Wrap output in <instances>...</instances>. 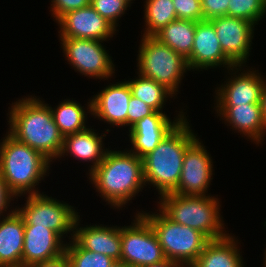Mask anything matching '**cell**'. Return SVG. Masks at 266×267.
<instances>
[{
	"label": "cell",
	"instance_id": "cell-1",
	"mask_svg": "<svg viewBox=\"0 0 266 267\" xmlns=\"http://www.w3.org/2000/svg\"><path fill=\"white\" fill-rule=\"evenodd\" d=\"M44 102L29 95L12 102L7 113L8 132L53 162L61 154L64 137L54 122L49 104Z\"/></svg>",
	"mask_w": 266,
	"mask_h": 267
},
{
	"label": "cell",
	"instance_id": "cell-2",
	"mask_svg": "<svg viewBox=\"0 0 266 267\" xmlns=\"http://www.w3.org/2000/svg\"><path fill=\"white\" fill-rule=\"evenodd\" d=\"M89 180L102 200L120 210L146 186L143 160L127 148L123 152L109 149Z\"/></svg>",
	"mask_w": 266,
	"mask_h": 267
},
{
	"label": "cell",
	"instance_id": "cell-3",
	"mask_svg": "<svg viewBox=\"0 0 266 267\" xmlns=\"http://www.w3.org/2000/svg\"><path fill=\"white\" fill-rule=\"evenodd\" d=\"M189 125L185 117L152 152L142 158L144 183L153 185L160 196L171 193L178 186L184 154L197 139Z\"/></svg>",
	"mask_w": 266,
	"mask_h": 267
},
{
	"label": "cell",
	"instance_id": "cell-4",
	"mask_svg": "<svg viewBox=\"0 0 266 267\" xmlns=\"http://www.w3.org/2000/svg\"><path fill=\"white\" fill-rule=\"evenodd\" d=\"M6 133L0 142V174L17 199L41 193L36 186L49 174L51 161Z\"/></svg>",
	"mask_w": 266,
	"mask_h": 267
},
{
	"label": "cell",
	"instance_id": "cell-5",
	"mask_svg": "<svg viewBox=\"0 0 266 267\" xmlns=\"http://www.w3.org/2000/svg\"><path fill=\"white\" fill-rule=\"evenodd\" d=\"M158 208L172 221L203 233L209 240L224 238L228 233L220 212L219 198L212 195L159 196ZM225 231V232H224Z\"/></svg>",
	"mask_w": 266,
	"mask_h": 267
},
{
	"label": "cell",
	"instance_id": "cell-6",
	"mask_svg": "<svg viewBox=\"0 0 266 267\" xmlns=\"http://www.w3.org/2000/svg\"><path fill=\"white\" fill-rule=\"evenodd\" d=\"M151 225L166 259L181 267H190L210 241L203 233L169 219L160 209L159 213L137 211Z\"/></svg>",
	"mask_w": 266,
	"mask_h": 267
},
{
	"label": "cell",
	"instance_id": "cell-7",
	"mask_svg": "<svg viewBox=\"0 0 266 267\" xmlns=\"http://www.w3.org/2000/svg\"><path fill=\"white\" fill-rule=\"evenodd\" d=\"M137 55V74L164 85L174 95L186 71L187 60L154 36H142Z\"/></svg>",
	"mask_w": 266,
	"mask_h": 267
},
{
	"label": "cell",
	"instance_id": "cell-8",
	"mask_svg": "<svg viewBox=\"0 0 266 267\" xmlns=\"http://www.w3.org/2000/svg\"><path fill=\"white\" fill-rule=\"evenodd\" d=\"M26 196L24 206L15 208L23 218L24 226L45 227L58 233L63 239L70 233L71 237H68L73 239L74 223L78 217L74 206L49 197L43 192Z\"/></svg>",
	"mask_w": 266,
	"mask_h": 267
},
{
	"label": "cell",
	"instance_id": "cell-9",
	"mask_svg": "<svg viewBox=\"0 0 266 267\" xmlns=\"http://www.w3.org/2000/svg\"><path fill=\"white\" fill-rule=\"evenodd\" d=\"M129 226H121V261L131 267H144L166 259L150 223L135 214Z\"/></svg>",
	"mask_w": 266,
	"mask_h": 267
},
{
	"label": "cell",
	"instance_id": "cell-10",
	"mask_svg": "<svg viewBox=\"0 0 266 267\" xmlns=\"http://www.w3.org/2000/svg\"><path fill=\"white\" fill-rule=\"evenodd\" d=\"M60 41L68 64L80 75L101 80L115 75V64L102 45L104 41L69 37H60Z\"/></svg>",
	"mask_w": 266,
	"mask_h": 267
},
{
	"label": "cell",
	"instance_id": "cell-11",
	"mask_svg": "<svg viewBox=\"0 0 266 267\" xmlns=\"http://www.w3.org/2000/svg\"><path fill=\"white\" fill-rule=\"evenodd\" d=\"M204 144L198 138L187 148L184 154L181 177L178 186L172 191L180 195L207 194L213 180V161Z\"/></svg>",
	"mask_w": 266,
	"mask_h": 267
},
{
	"label": "cell",
	"instance_id": "cell-12",
	"mask_svg": "<svg viewBox=\"0 0 266 267\" xmlns=\"http://www.w3.org/2000/svg\"><path fill=\"white\" fill-rule=\"evenodd\" d=\"M208 21L214 26L225 55L236 66L247 67L255 25L248 20L230 16L215 17Z\"/></svg>",
	"mask_w": 266,
	"mask_h": 267
},
{
	"label": "cell",
	"instance_id": "cell-13",
	"mask_svg": "<svg viewBox=\"0 0 266 267\" xmlns=\"http://www.w3.org/2000/svg\"><path fill=\"white\" fill-rule=\"evenodd\" d=\"M242 68L243 66H234L228 69L231 78L228 77L224 84L220 85L219 88L216 87L217 90H215L216 106H236L261 102L265 79L254 68L253 70Z\"/></svg>",
	"mask_w": 266,
	"mask_h": 267
},
{
	"label": "cell",
	"instance_id": "cell-14",
	"mask_svg": "<svg viewBox=\"0 0 266 267\" xmlns=\"http://www.w3.org/2000/svg\"><path fill=\"white\" fill-rule=\"evenodd\" d=\"M56 23L59 37L107 41L118 31L91 5L67 12Z\"/></svg>",
	"mask_w": 266,
	"mask_h": 267
},
{
	"label": "cell",
	"instance_id": "cell-15",
	"mask_svg": "<svg viewBox=\"0 0 266 267\" xmlns=\"http://www.w3.org/2000/svg\"><path fill=\"white\" fill-rule=\"evenodd\" d=\"M179 112L174 121L165 113L154 111L135 123L129 129L128 136L132 144L129 151L139 158H143L149 152H152L162 139L186 117V112H183L182 109Z\"/></svg>",
	"mask_w": 266,
	"mask_h": 267
},
{
	"label": "cell",
	"instance_id": "cell-16",
	"mask_svg": "<svg viewBox=\"0 0 266 267\" xmlns=\"http://www.w3.org/2000/svg\"><path fill=\"white\" fill-rule=\"evenodd\" d=\"M186 60L189 70L193 71L220 66L228 70L236 66L223 52L214 26L208 20L196 22L191 55Z\"/></svg>",
	"mask_w": 266,
	"mask_h": 267
},
{
	"label": "cell",
	"instance_id": "cell-17",
	"mask_svg": "<svg viewBox=\"0 0 266 267\" xmlns=\"http://www.w3.org/2000/svg\"><path fill=\"white\" fill-rule=\"evenodd\" d=\"M110 84L92 97L91 115L112 126L125 127L128 104L132 96L130 86L126 80Z\"/></svg>",
	"mask_w": 266,
	"mask_h": 267
},
{
	"label": "cell",
	"instance_id": "cell-18",
	"mask_svg": "<svg viewBox=\"0 0 266 267\" xmlns=\"http://www.w3.org/2000/svg\"><path fill=\"white\" fill-rule=\"evenodd\" d=\"M80 216L75 220L73 240L84 249L121 261V227L86 225L80 227Z\"/></svg>",
	"mask_w": 266,
	"mask_h": 267
},
{
	"label": "cell",
	"instance_id": "cell-19",
	"mask_svg": "<svg viewBox=\"0 0 266 267\" xmlns=\"http://www.w3.org/2000/svg\"><path fill=\"white\" fill-rule=\"evenodd\" d=\"M64 239L51 229L41 226H24L22 267L43 262L65 253Z\"/></svg>",
	"mask_w": 266,
	"mask_h": 267
},
{
	"label": "cell",
	"instance_id": "cell-20",
	"mask_svg": "<svg viewBox=\"0 0 266 267\" xmlns=\"http://www.w3.org/2000/svg\"><path fill=\"white\" fill-rule=\"evenodd\" d=\"M219 116L227 126L250 139L255 144H262L266 134V124L262 116L261 103L236 106H215Z\"/></svg>",
	"mask_w": 266,
	"mask_h": 267
},
{
	"label": "cell",
	"instance_id": "cell-21",
	"mask_svg": "<svg viewBox=\"0 0 266 267\" xmlns=\"http://www.w3.org/2000/svg\"><path fill=\"white\" fill-rule=\"evenodd\" d=\"M95 131L97 130L88 127L84 131L65 136L59 158L70 154V157L73 156L81 162H91L93 165L88 168L89 175L102 162L108 152V149L103 147V136L105 137L106 134L101 133L102 135L99 136V133H95Z\"/></svg>",
	"mask_w": 266,
	"mask_h": 267
},
{
	"label": "cell",
	"instance_id": "cell-22",
	"mask_svg": "<svg viewBox=\"0 0 266 267\" xmlns=\"http://www.w3.org/2000/svg\"><path fill=\"white\" fill-rule=\"evenodd\" d=\"M23 244L24 220L16 209L10 212L9 208L0 219V267H22Z\"/></svg>",
	"mask_w": 266,
	"mask_h": 267
},
{
	"label": "cell",
	"instance_id": "cell-23",
	"mask_svg": "<svg viewBox=\"0 0 266 267\" xmlns=\"http://www.w3.org/2000/svg\"><path fill=\"white\" fill-rule=\"evenodd\" d=\"M236 239L228 233L224 238L210 240L190 267H244Z\"/></svg>",
	"mask_w": 266,
	"mask_h": 267
},
{
	"label": "cell",
	"instance_id": "cell-24",
	"mask_svg": "<svg viewBox=\"0 0 266 267\" xmlns=\"http://www.w3.org/2000/svg\"><path fill=\"white\" fill-rule=\"evenodd\" d=\"M87 109L79 102L70 99H65L50 109L53 114L55 124L58 126L59 132L63 137L86 130L89 126L86 125L87 115L91 112V99L87 102ZM88 112H86V111Z\"/></svg>",
	"mask_w": 266,
	"mask_h": 267
},
{
	"label": "cell",
	"instance_id": "cell-25",
	"mask_svg": "<svg viewBox=\"0 0 266 267\" xmlns=\"http://www.w3.org/2000/svg\"><path fill=\"white\" fill-rule=\"evenodd\" d=\"M195 28L194 21L176 19L158 31L154 37L187 59L191 55Z\"/></svg>",
	"mask_w": 266,
	"mask_h": 267
},
{
	"label": "cell",
	"instance_id": "cell-26",
	"mask_svg": "<svg viewBox=\"0 0 266 267\" xmlns=\"http://www.w3.org/2000/svg\"><path fill=\"white\" fill-rule=\"evenodd\" d=\"M138 77L133 80H127L132 96L142 100L155 111L163 112L164 105H166L165 102L168 100L167 98H172L175 95L155 80L146 78L140 74H138Z\"/></svg>",
	"mask_w": 266,
	"mask_h": 267
},
{
	"label": "cell",
	"instance_id": "cell-27",
	"mask_svg": "<svg viewBox=\"0 0 266 267\" xmlns=\"http://www.w3.org/2000/svg\"><path fill=\"white\" fill-rule=\"evenodd\" d=\"M145 29L143 36H154L163 27L177 19L172 0H145Z\"/></svg>",
	"mask_w": 266,
	"mask_h": 267
},
{
	"label": "cell",
	"instance_id": "cell-28",
	"mask_svg": "<svg viewBox=\"0 0 266 267\" xmlns=\"http://www.w3.org/2000/svg\"><path fill=\"white\" fill-rule=\"evenodd\" d=\"M65 254L70 267H110L115 262L109 256L81 248L73 239L66 244Z\"/></svg>",
	"mask_w": 266,
	"mask_h": 267
},
{
	"label": "cell",
	"instance_id": "cell-29",
	"mask_svg": "<svg viewBox=\"0 0 266 267\" xmlns=\"http://www.w3.org/2000/svg\"><path fill=\"white\" fill-rule=\"evenodd\" d=\"M266 14V0H229L228 16L242 18L258 25Z\"/></svg>",
	"mask_w": 266,
	"mask_h": 267
},
{
	"label": "cell",
	"instance_id": "cell-30",
	"mask_svg": "<svg viewBox=\"0 0 266 267\" xmlns=\"http://www.w3.org/2000/svg\"><path fill=\"white\" fill-rule=\"evenodd\" d=\"M90 5L115 28L127 8L131 7L125 0H90Z\"/></svg>",
	"mask_w": 266,
	"mask_h": 267
},
{
	"label": "cell",
	"instance_id": "cell-31",
	"mask_svg": "<svg viewBox=\"0 0 266 267\" xmlns=\"http://www.w3.org/2000/svg\"><path fill=\"white\" fill-rule=\"evenodd\" d=\"M177 19L203 21L201 0H172Z\"/></svg>",
	"mask_w": 266,
	"mask_h": 267
},
{
	"label": "cell",
	"instance_id": "cell-32",
	"mask_svg": "<svg viewBox=\"0 0 266 267\" xmlns=\"http://www.w3.org/2000/svg\"><path fill=\"white\" fill-rule=\"evenodd\" d=\"M155 110L142 100L131 96L127 109L128 130L145 116L152 114Z\"/></svg>",
	"mask_w": 266,
	"mask_h": 267
},
{
	"label": "cell",
	"instance_id": "cell-33",
	"mask_svg": "<svg viewBox=\"0 0 266 267\" xmlns=\"http://www.w3.org/2000/svg\"><path fill=\"white\" fill-rule=\"evenodd\" d=\"M51 16L56 22L67 12L87 7L90 5V0H51Z\"/></svg>",
	"mask_w": 266,
	"mask_h": 267
},
{
	"label": "cell",
	"instance_id": "cell-34",
	"mask_svg": "<svg viewBox=\"0 0 266 267\" xmlns=\"http://www.w3.org/2000/svg\"><path fill=\"white\" fill-rule=\"evenodd\" d=\"M229 0H201L203 21L228 16Z\"/></svg>",
	"mask_w": 266,
	"mask_h": 267
},
{
	"label": "cell",
	"instance_id": "cell-35",
	"mask_svg": "<svg viewBox=\"0 0 266 267\" xmlns=\"http://www.w3.org/2000/svg\"><path fill=\"white\" fill-rule=\"evenodd\" d=\"M15 198H17L16 195L9 189L7 182L4 180V178L0 174V219H1V216L6 217L3 214L5 212H8L7 210L9 206H11L10 203L12 200L14 201Z\"/></svg>",
	"mask_w": 266,
	"mask_h": 267
},
{
	"label": "cell",
	"instance_id": "cell-36",
	"mask_svg": "<svg viewBox=\"0 0 266 267\" xmlns=\"http://www.w3.org/2000/svg\"><path fill=\"white\" fill-rule=\"evenodd\" d=\"M28 267H70V264L66 254L63 253L56 258L43 262H37L32 265H29Z\"/></svg>",
	"mask_w": 266,
	"mask_h": 267
},
{
	"label": "cell",
	"instance_id": "cell-37",
	"mask_svg": "<svg viewBox=\"0 0 266 267\" xmlns=\"http://www.w3.org/2000/svg\"><path fill=\"white\" fill-rule=\"evenodd\" d=\"M144 267H181V266L172 260L165 259L164 261L154 263L152 265H148Z\"/></svg>",
	"mask_w": 266,
	"mask_h": 267
},
{
	"label": "cell",
	"instance_id": "cell-38",
	"mask_svg": "<svg viewBox=\"0 0 266 267\" xmlns=\"http://www.w3.org/2000/svg\"><path fill=\"white\" fill-rule=\"evenodd\" d=\"M261 109H262V116L264 119V122L266 124V80L263 86L262 90V97H261Z\"/></svg>",
	"mask_w": 266,
	"mask_h": 267
},
{
	"label": "cell",
	"instance_id": "cell-39",
	"mask_svg": "<svg viewBox=\"0 0 266 267\" xmlns=\"http://www.w3.org/2000/svg\"><path fill=\"white\" fill-rule=\"evenodd\" d=\"M110 267H131L123 261H115Z\"/></svg>",
	"mask_w": 266,
	"mask_h": 267
},
{
	"label": "cell",
	"instance_id": "cell-40",
	"mask_svg": "<svg viewBox=\"0 0 266 267\" xmlns=\"http://www.w3.org/2000/svg\"><path fill=\"white\" fill-rule=\"evenodd\" d=\"M264 254H265V255H264V256H265V257H264L265 260H264L263 264L265 263L264 266L266 267V251L264 252Z\"/></svg>",
	"mask_w": 266,
	"mask_h": 267
},
{
	"label": "cell",
	"instance_id": "cell-41",
	"mask_svg": "<svg viewBox=\"0 0 266 267\" xmlns=\"http://www.w3.org/2000/svg\"><path fill=\"white\" fill-rule=\"evenodd\" d=\"M125 1H127L131 5L132 4L131 1H135V0H125Z\"/></svg>",
	"mask_w": 266,
	"mask_h": 267
}]
</instances>
